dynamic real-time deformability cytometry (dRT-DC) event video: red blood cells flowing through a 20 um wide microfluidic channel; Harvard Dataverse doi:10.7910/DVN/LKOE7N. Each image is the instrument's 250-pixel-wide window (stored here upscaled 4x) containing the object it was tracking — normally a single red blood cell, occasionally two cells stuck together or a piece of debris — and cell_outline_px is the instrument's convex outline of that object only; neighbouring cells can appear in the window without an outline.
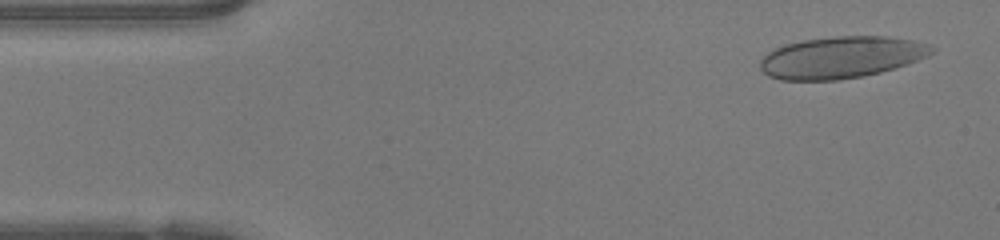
{"species": "human", "species_latin": "Homo sapiens", "temperature_condition": "warm", "stored_images_in_passage": 46, "camera_frame_rate_fps": 3000, "um_per_image_px": 0.085, "donor": {"sex": "female"}, "frame": {"image": 1, "passage_image": 2, "time_ms": 0.333, "image_size_px": [1000, 240], "cell_outline_px": [[936, 52], [928, 56], [908, 64], [880, 72], [864, 76], [836, 80], [780, 80], [768, 76], [760, 68], [760, 60], [768, 52], [784, 44], [800, 40], [836, 36], [888, 36], [912, 40], [928, 44], [936, 48]], "centroid_in_image_um": [71.52, 4.87], "position_along_channel_um": 13.5, "area_um2": 42.02}}
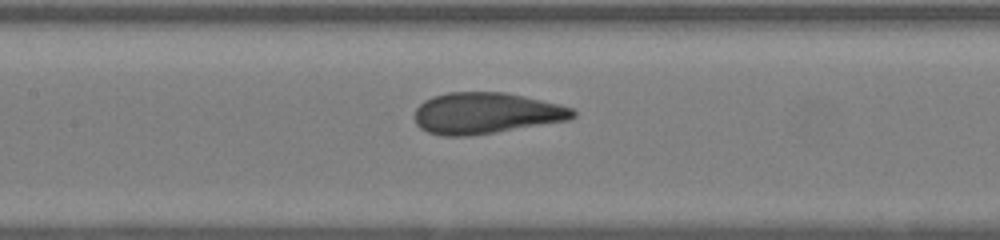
{"frame": {"image": 2, "passage_image": 20, "time_ms": 6.333, "image_size_px": [1000, 240], "cell_outline_px": [[576, 116], [568, 120], [496, 132], [468, 136], [440, 136], [428, 132], [420, 128], [416, 124], [416, 108], [424, 100], [432, 96], [448, 92], [504, 92], [524, 96], [560, 104], [572, 108], [576, 112]], "centroid_in_image_um": [41.3, 9.62], "position_along_channel_um": 166.1, "area_um2": 38.03}}
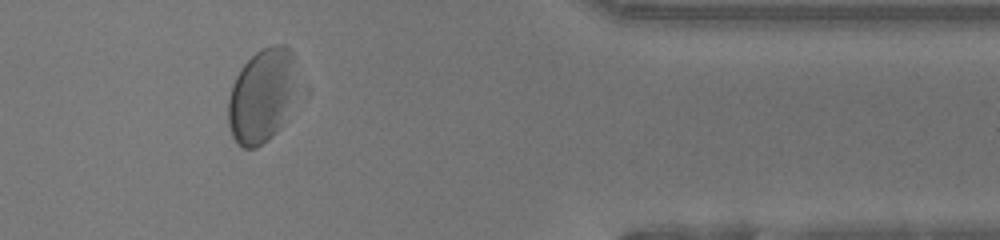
{"frame": {"image": 3, "passage_image": 38, "time_ms": 12.333, "image_size_px": [1000, 240], "cell_outline_px": [[308, 96], [280, 128], [268, 140], [256, 148], [244, 148], [236, 144], [232, 136], [228, 124], [228, 100], [236, 76], [244, 64], [256, 52], [272, 44], [284, 44], [292, 52], [308, 88]], "centroid_in_image_um": [22.52, 8.13], "position_along_channel_um": 388.9, "area_um2": 41.44}, "authors_computed_cell_mechanics": {"area_um2": 39.5063, "velocity_mm_per_s": 4.1748, "shape_relaxation_time_tau1_ms": 4.1645, "shape_relaxation_time_tau2_ms": 0.8564, "deformation_change_tau1": 0.1058, "deformation_change_tau2": 0.0598}}